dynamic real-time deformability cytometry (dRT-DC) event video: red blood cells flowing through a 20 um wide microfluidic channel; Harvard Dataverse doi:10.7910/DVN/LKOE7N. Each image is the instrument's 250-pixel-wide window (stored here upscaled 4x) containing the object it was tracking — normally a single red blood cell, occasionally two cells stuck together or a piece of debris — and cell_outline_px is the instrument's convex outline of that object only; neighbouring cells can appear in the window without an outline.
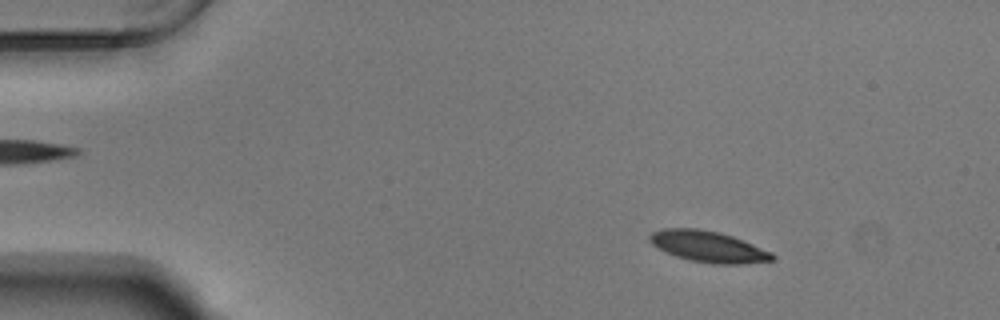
{"species": "Egyptian fruit bat (a non-hibernating species)", "species_latin": "Rousettus aegyptiacus", "temperature_condition": "warm", "stored_images_in_passage": 55, "camera_frame_rate_fps": 3000, "um_per_image_px": 0.085, "animal": {"sex": "male"}, "frame": {"image": 1, "passage_image": 8, "time_ms": 2.333, "image_size_px": [1000, 320], "cell_outline_px": [[776, 260], [740, 264], [712, 264], [688, 260], [676, 256], [652, 244], [648, 240], [648, 236], [652, 232], [664, 228], [696, 228], [720, 232], [732, 236], [772, 252], [776, 256]], "centroid_in_image_um": [60.22, 20.96], "position_along_channel_um": 24.8, "area_um2": 22.25}}
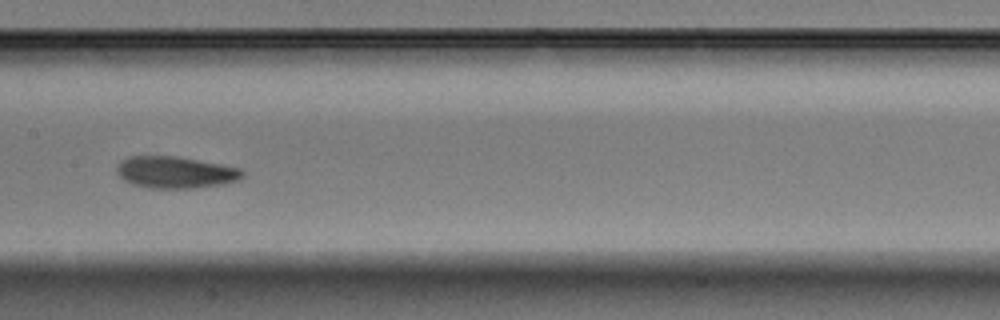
{"frame": {"image": 2, "passage_image": 28, "time_ms": 9.0, "image_size_px": [1000, 320], "cell_outline_px": [[244, 176], [240, 180], [224, 184], [192, 188], [148, 188], [132, 184], [124, 180], [116, 172], [116, 168], [120, 160], [128, 156], [176, 156], [220, 164], [240, 168], [244, 172]], "centroid_in_image_um": [14.9, 14.65], "position_along_channel_um": 192.5, "area_um2": 23.41}}
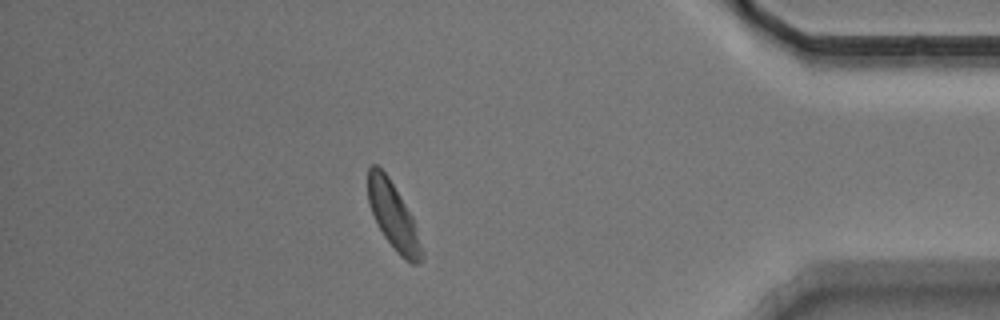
{"frame": {"image": 3, "passage_image": 48, "time_ms": 15.667, "image_size_px": [1000, 320], "cell_outline_px": [[424, 256], [416, 264], [412, 264], [404, 260], [396, 252], [384, 236], [368, 204], [368, 168], [372, 164], [376, 164], [388, 176], [412, 216], [424, 252]], "centroid_in_image_um": [33.43, 18.38], "position_along_channel_um": 401.8, "area_um2": 20.63}, "authors_computed_cell_mechanics": {"area_um2": 22.1952, "velocity_mm_per_s": 3.6897, "shape_relaxation_time_tau1_ms": 1.8829, "shape_relaxation_time_tau2_ms": 4.0674, "deformation_change_tau1": 0.1355, "deformation_change_tau2": 0.1041}}